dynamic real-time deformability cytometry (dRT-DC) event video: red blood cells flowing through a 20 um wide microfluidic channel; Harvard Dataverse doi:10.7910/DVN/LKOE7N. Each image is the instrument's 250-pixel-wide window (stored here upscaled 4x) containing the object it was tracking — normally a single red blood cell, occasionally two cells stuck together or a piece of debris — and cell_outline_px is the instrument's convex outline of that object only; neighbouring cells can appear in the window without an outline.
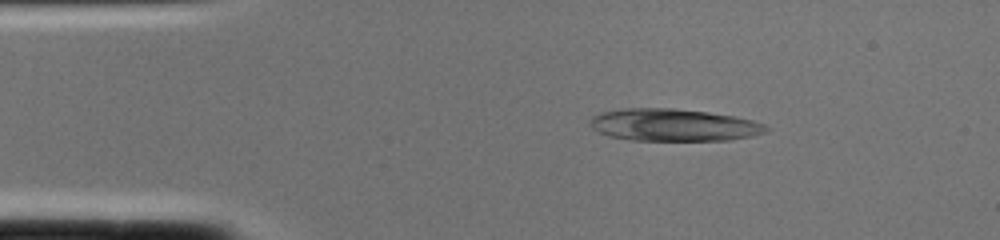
{"species": "common noctule bat (a hibernating species)", "species_latin": "Nyctalus noctula", "temperature_condition": "cold", "stored_images_in_passage": 1, "camera_frame_rate_fps": 3000, "um_per_image_px": 0.085, "animal": {"sex": "female", "body_mass_g": 22.0, "forearm_length_mm": 56.7}, "frame": {"image": 1, "passage_image": 1, "time_ms": 0.0, "image_size_px": [1000, 240], "cell_outline_px": [[772, 128], [768, 132], [752, 136], [732, 140], [628, 140], [608, 136], [592, 128], [588, 124], [588, 120], [592, 116], [600, 112], [624, 108], [672, 108], [708, 112], [736, 116], [752, 120], [764, 124]], "centroid_in_image_um": [57.26, 10.62], "position_along_channel_um": 27.7, "area_um2": 33.52}}